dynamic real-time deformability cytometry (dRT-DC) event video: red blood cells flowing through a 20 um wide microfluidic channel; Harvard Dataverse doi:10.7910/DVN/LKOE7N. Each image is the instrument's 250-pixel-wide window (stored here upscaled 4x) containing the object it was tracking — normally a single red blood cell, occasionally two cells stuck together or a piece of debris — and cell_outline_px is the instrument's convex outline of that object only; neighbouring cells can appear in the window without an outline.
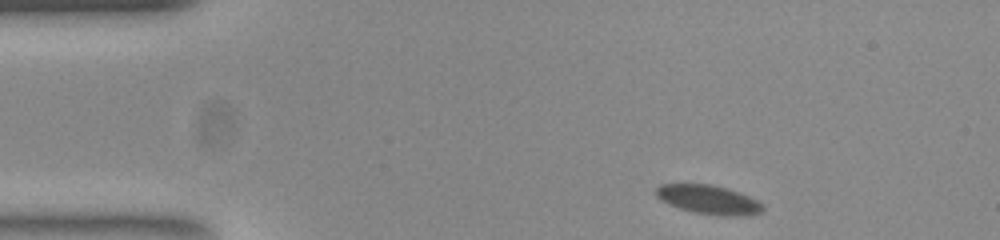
{"species": "common noctule bat (a hibernating species)", "species_latin": "Nyctalus noctula", "temperature_condition": "room temperature", "stored_images_in_passage": 47, "camera_frame_rate_fps": 3000, "um_per_image_px": 0.085, "animal": {"sex": "female", "body_mass_g": 23.0, "forearm_length_mm": 53.4}, "frame": {"image": 1, "passage_image": 1, "time_ms": 0.0, "image_size_px": [1000, 240], "cell_outline_px": [[764, 208], [760, 212], [732, 216], [724, 216], [696, 212], [680, 208], [660, 200], [656, 196], [656, 188], [660, 184], [708, 184], [724, 188], [748, 196], [756, 200]], "centroid_in_image_um": [60.16, 16.96], "position_along_channel_um": 24.8, "area_um2": 17.4}}
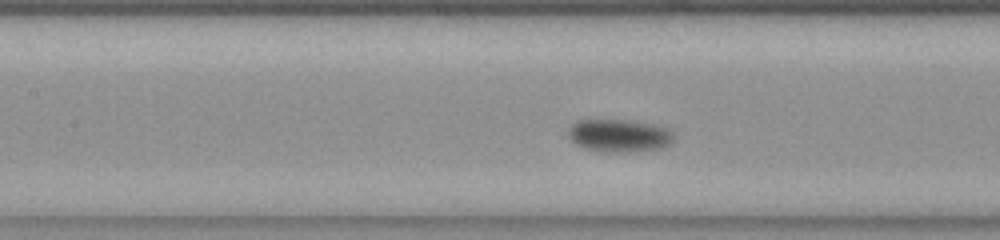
{"frame": {"image": 2, "passage_image": 17, "time_ms": 5.333, "image_size_px": [1000, 240], "cell_outline_px": [[672, 140], [668, 144], [660, 148], [628, 152], [604, 152], [588, 148], [572, 140], [568, 132], [572, 124], [576, 120], [620, 120], [644, 124], [664, 128], [672, 136]], "centroid_in_image_um": [52.56, 11.54], "position_along_channel_um": 154.8, "area_um2": 19.13}}
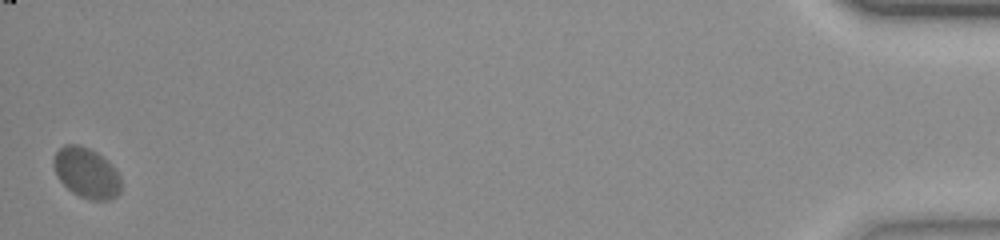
{"frame": {"image": 3, "passage_image": 47, "time_ms": 15.333, "image_size_px": [1000, 240], "cell_outline_px": [[120, 192], [116, 196], [108, 200], [92, 200], [80, 196], [72, 192], [60, 180], [56, 172], [56, 152], [64, 144], [76, 144], [88, 148], [96, 152], [108, 160], [120, 176]], "centroid_in_image_um": [7.39, 14.7], "position_along_channel_um": 427.8, "area_um2": 19.31}}